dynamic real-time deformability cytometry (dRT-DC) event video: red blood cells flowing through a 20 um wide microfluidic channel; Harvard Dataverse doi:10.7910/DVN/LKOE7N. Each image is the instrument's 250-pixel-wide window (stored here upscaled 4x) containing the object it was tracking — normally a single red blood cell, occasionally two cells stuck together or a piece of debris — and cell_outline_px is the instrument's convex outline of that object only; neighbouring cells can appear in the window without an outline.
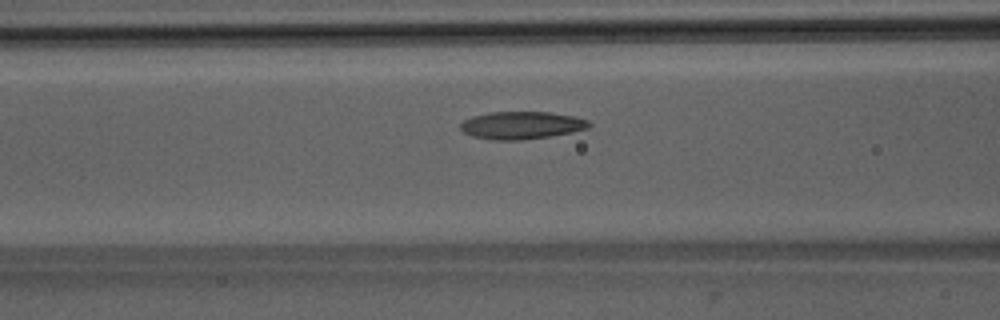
{"species": "Egyptian fruit bat (a non-hibernating species)", "species_latin": "Rousettus aegyptiacus", "temperature_condition": "room temperature", "stored_images_in_passage": 36, "camera_frame_rate_fps": 3000, "um_per_image_px": 0.085, "animal": {"sex": "male"}, "frame": {"image": 1, "passage_image": 5, "time_ms": 1.333, "image_size_px": [1000, 320], "cell_outline_px": [[592, 124], [588, 128], [572, 132], [548, 136], [520, 140], [492, 140], [472, 136], [464, 132], [460, 128], [460, 124], [464, 120], [472, 116], [492, 112], [548, 112], [572, 116], [588, 120]], "centroid_in_image_um": [44.31, 10.65], "position_along_channel_um": 122.3, "area_um2": 20.52}}
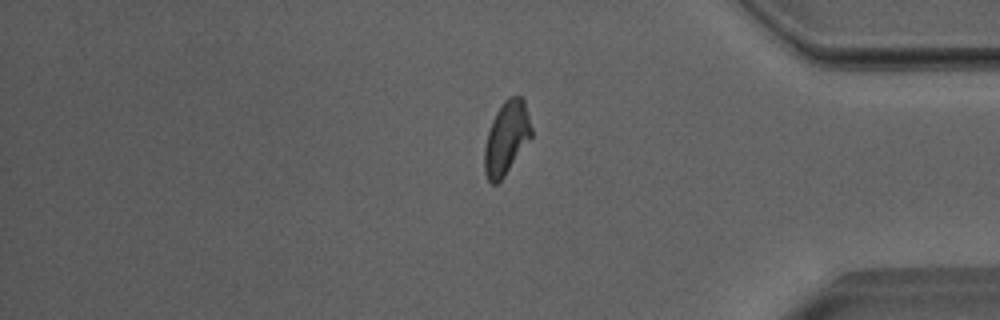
{"frame": {"image": 2, "passage_image": 27, "time_ms": 8.667, "image_size_px": [1000, 320], "cell_outline_px": [[532, 136], [504, 176], [496, 184], [492, 184], [488, 180], [484, 172], [484, 148], [488, 132], [492, 120], [496, 112], [504, 100], [508, 96], [524, 96], [532, 128]], "centroid_in_image_um": [43.05, 11.69], "position_along_channel_um": 392.1, "area_um2": 20.06}}
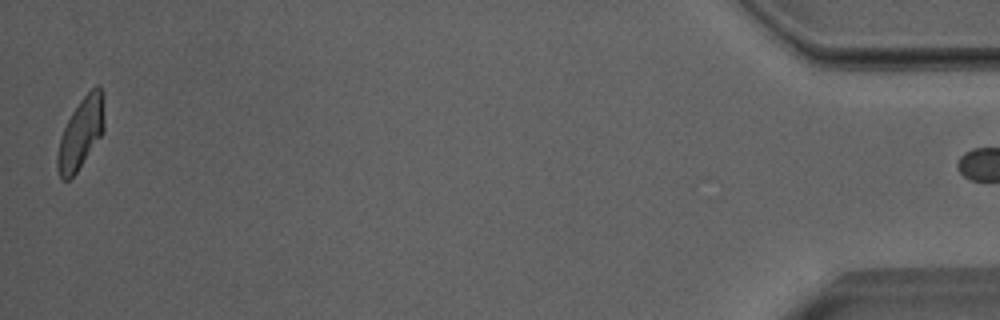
{"frame": {"image": 3, "passage_image": 35, "time_ms": 11.333, "image_size_px": [1000, 320], "cell_outline_px": [[104, 132], [76, 172], [68, 180], [60, 180], [56, 168], [56, 156], [60, 140], [64, 128], [72, 112], [80, 100], [96, 84], [100, 84], [104, 124]], "centroid_in_image_um": [6.84, 11.37], "position_along_channel_um": 428.4, "area_um2": 19.07}}